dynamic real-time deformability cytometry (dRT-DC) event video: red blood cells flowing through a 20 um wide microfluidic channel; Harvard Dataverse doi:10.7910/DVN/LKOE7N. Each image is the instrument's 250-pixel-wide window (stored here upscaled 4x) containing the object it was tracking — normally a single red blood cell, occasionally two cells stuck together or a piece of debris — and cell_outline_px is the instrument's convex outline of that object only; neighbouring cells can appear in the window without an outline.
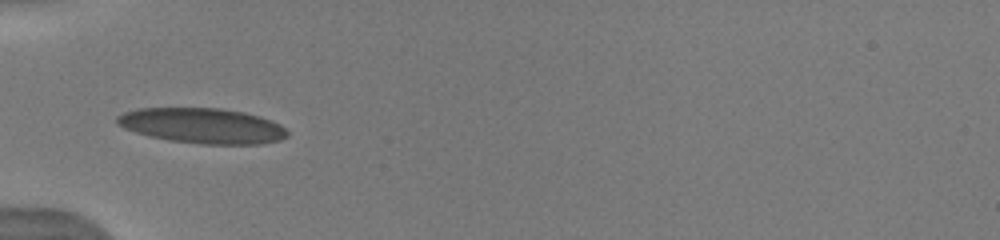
{"species": "human", "species_latin": "Homo sapiens", "temperature_condition": "warm", "stored_images_in_passage": 18, "camera_frame_rate_fps": 3000, "um_per_image_px": 0.085, "donor": {"sex": "male"}, "frame": {"image": 1, "passage_image": 1, "time_ms": 0.0, "image_size_px": [1000, 240], "cell_outline_px": [[288, 136], [280, 140], [260, 144], [204, 144], [168, 140], [136, 132], [124, 128], [116, 124], [116, 116], [124, 112], [136, 108], [220, 108], [244, 112], [260, 116], [272, 120], [280, 124], [288, 132]], "centroid_in_image_um": [17.21, 10.68], "position_along_channel_um": 67.8, "area_um2": 35.08}}